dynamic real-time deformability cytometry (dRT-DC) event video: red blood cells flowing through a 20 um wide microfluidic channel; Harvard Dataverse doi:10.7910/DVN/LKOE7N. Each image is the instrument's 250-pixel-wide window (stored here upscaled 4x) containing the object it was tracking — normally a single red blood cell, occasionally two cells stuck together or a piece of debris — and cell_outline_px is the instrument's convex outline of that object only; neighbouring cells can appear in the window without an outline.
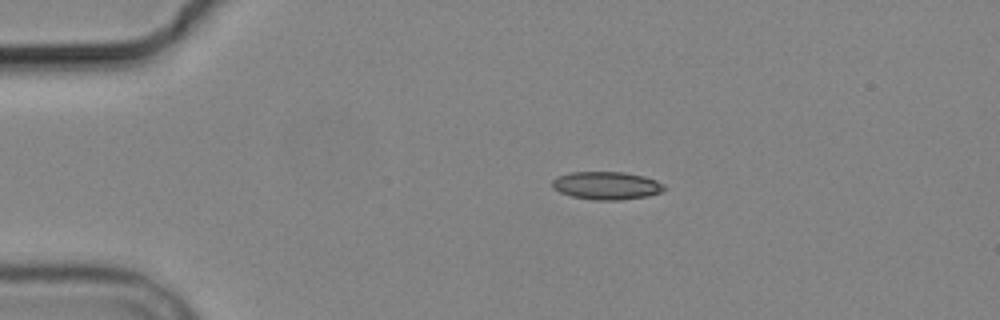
{"species": "common noctule bat (a hibernating species)", "species_latin": "Nyctalus noctula", "temperature_condition": "cold", "stored_images_in_passage": 5, "camera_frame_rate_fps": 3000, "um_per_image_px": 0.085, "animal": {"sex": "male", "body_mass_g": 19.2, "forearm_length_mm": 51.8}, "frame": {"image": 1, "passage_image": 1, "time_ms": 0.0, "image_size_px": [1000, 320], "cell_outline_px": [[668, 188], [660, 192], [648, 196], [620, 200], [596, 200], [572, 196], [560, 192], [552, 188], [552, 180], [556, 176], [568, 172], [624, 172], [644, 176], [656, 180], [664, 184]], "centroid_in_image_um": [51.56, 15.76], "position_along_channel_um": 33.4, "area_um2": 18.38}}
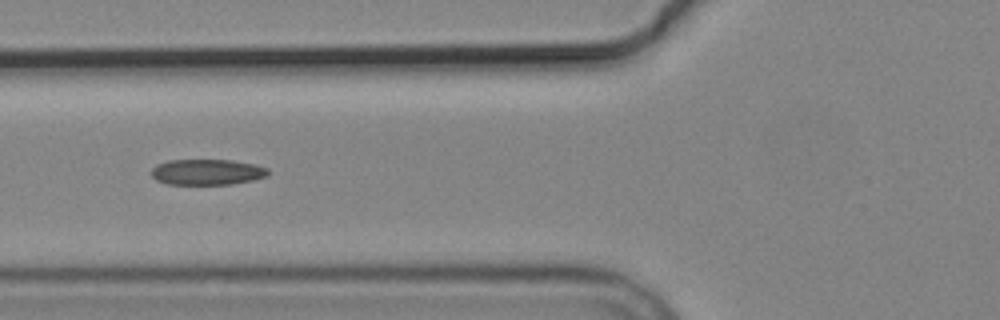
{"frame": {"image": 2, "passage_image": 4, "time_ms": 3.333, "image_size_px": [1000, 320], "cell_outline_px": [[268, 176], [252, 180], [232, 184], [168, 184], [156, 180], [152, 176], [152, 168], [156, 164], [168, 160], [232, 160], [256, 164], [268, 168]], "centroid_in_image_um": [17.61, 14.62], "position_along_channel_um": 108.2, "area_um2": 17.57}}
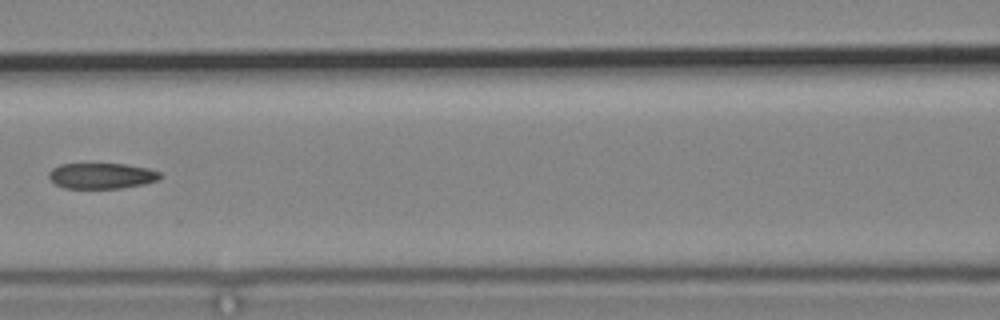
{"frame": {"image": 3, "passage_image": 5, "time_ms": 4.667, "image_size_px": [1000, 320], "cell_outline_px": [[160, 180], [144, 184], [120, 188], [64, 188], [56, 184], [48, 176], [48, 172], [52, 168], [60, 164], [124, 164], [148, 168], [160, 172]], "centroid_in_image_um": [8.64, 14.94], "position_along_channel_um": 158.0, "area_um2": 16.65}}